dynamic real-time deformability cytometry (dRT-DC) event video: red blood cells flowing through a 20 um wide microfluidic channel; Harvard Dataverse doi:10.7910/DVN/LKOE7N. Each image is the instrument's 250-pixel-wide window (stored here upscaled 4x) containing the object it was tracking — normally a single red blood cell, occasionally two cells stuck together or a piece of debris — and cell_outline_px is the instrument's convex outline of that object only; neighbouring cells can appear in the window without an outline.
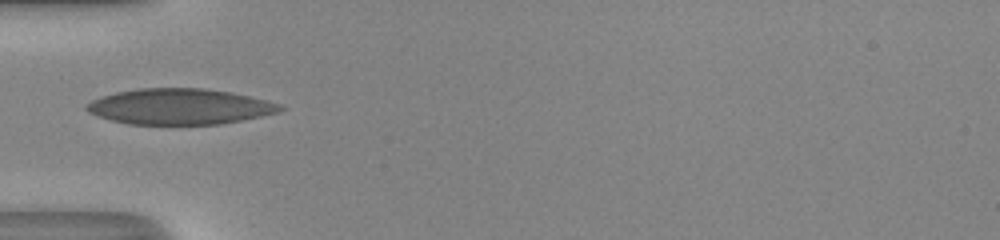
{"species": "human", "species_latin": "Homo sapiens", "temperature_condition": "room temperature", "stored_images_in_passage": 34, "camera_frame_rate_fps": 3000, "um_per_image_px": 0.085, "donor": {"sex": "male"}, "frame": {"image": 1, "passage_image": 1, "time_ms": 0.0, "image_size_px": [1000, 240], "cell_outline_px": [[284, 108], [276, 112], [260, 116], [220, 124], [128, 124], [96, 116], [88, 112], [84, 108], [84, 104], [92, 100], [116, 92], [140, 88], [204, 88], [232, 92], [280, 104]], "centroid_in_image_um": [15.21, 9.05], "position_along_channel_um": 69.8, "area_um2": 40.06}}
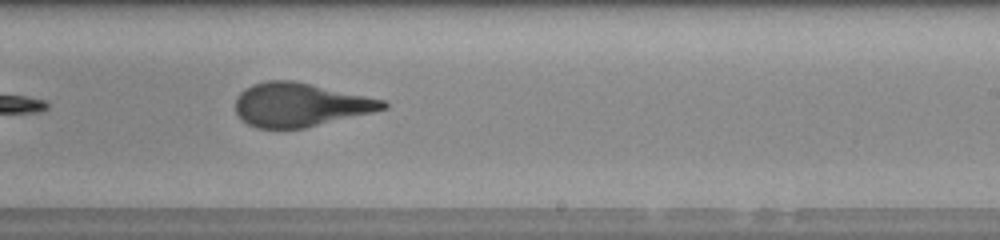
{"frame": {"image": 2, "passage_image": 15, "time_ms": 4.667, "image_size_px": [1000, 240], "cell_outline_px": [[388, 108], [372, 112], [304, 128], [256, 128], [240, 120], [236, 112], [236, 96], [244, 88], [252, 84], [268, 80], [292, 80], [388, 100]], "centroid_in_image_um": [25.5, 8.9], "position_along_channel_um": 263.5, "area_um2": 37.69}, "authors_computed_cell_mechanics": {"area_um2": 37.9168, "velocity_mm_per_s": 4.1769, "shape_relaxation_time_tau1_ms": 4.8375, "shape_relaxation_time_tau2_ms": 0.8847, "deformation_change_tau1": 0.2066, "deformation_change_tau2": 0.0653}}